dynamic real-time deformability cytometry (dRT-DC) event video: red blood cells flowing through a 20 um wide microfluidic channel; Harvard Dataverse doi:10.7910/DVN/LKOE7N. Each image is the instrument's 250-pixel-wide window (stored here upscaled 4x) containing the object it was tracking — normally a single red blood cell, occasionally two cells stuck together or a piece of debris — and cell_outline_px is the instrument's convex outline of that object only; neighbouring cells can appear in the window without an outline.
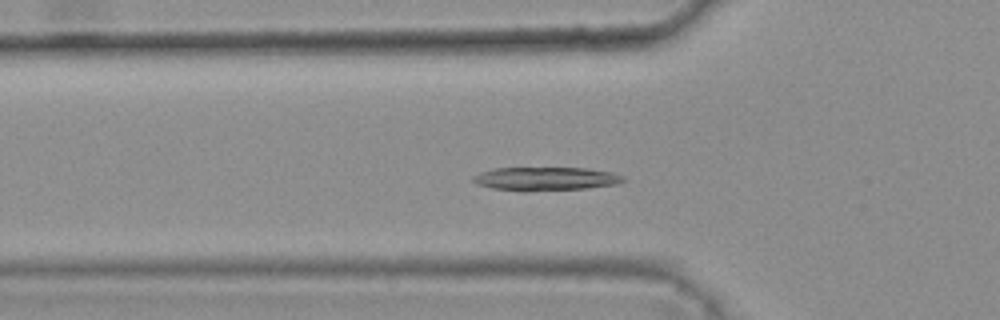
{"species": "common noctule bat (a hibernating species)", "species_latin": "Nyctalus noctula", "temperature_condition": "warm", "stored_images_in_passage": 26, "camera_frame_rate_fps": 3000, "um_per_image_px": 0.085, "animal": {"sex": "female", "body_mass_g": 25.1}, "frame": {"image": 1, "passage_image": 2, "time_ms": 0.333, "image_size_px": [1000, 320], "cell_outline_px": [[624, 180], [616, 184], [588, 188], [524, 192], [492, 188], [476, 184], [472, 180], [472, 176], [480, 172], [492, 168], [584, 168], [612, 172], [624, 176]], "centroid_in_image_um": [46.33, 15.2], "position_along_channel_um": 79.5, "area_um2": 20.75}}
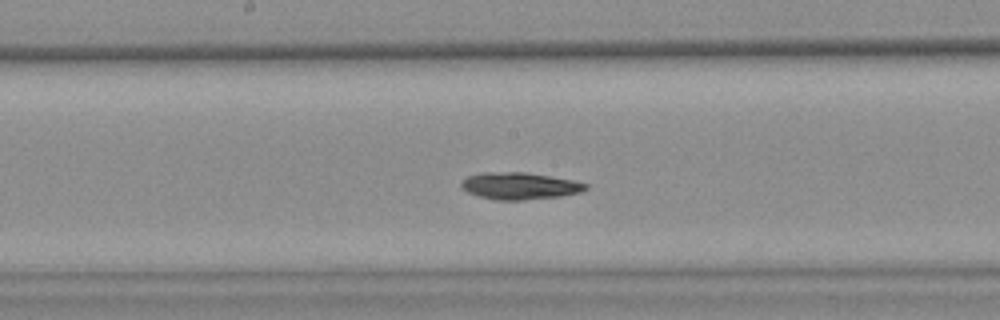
{"frame": {"image": 2, "passage_image": 12, "time_ms": 3.667, "image_size_px": [1000, 320], "cell_outline_px": [[588, 188], [580, 192], [560, 196], [524, 200], [496, 200], [480, 196], [468, 192], [460, 188], [460, 180], [468, 176], [484, 172], [524, 172], [572, 180], [588, 184]], "centroid_in_image_um": [44.13, 15.8], "position_along_channel_um": 204.1, "area_um2": 19.48}}
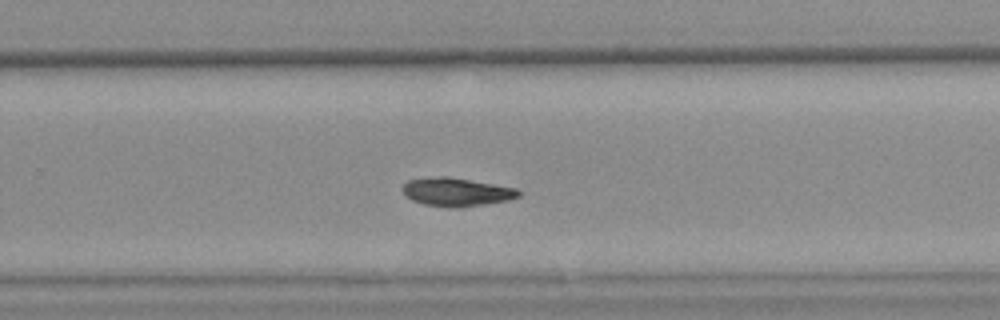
{"frame": {"image": 3, "passage_image": 19, "time_ms": 6.0, "image_size_px": [1000, 320], "cell_outline_px": [[520, 196], [508, 200], [484, 204], [456, 208], [452, 208], [424, 204], [412, 200], [404, 192], [404, 184], [408, 180], [440, 176], [448, 176], [516, 188], [520, 192]], "centroid_in_image_um": [38.82, 16.32], "position_along_channel_um": 291.0, "area_um2": 18.9}, "authors_computed_cell_mechanics": {"area_um2": 18.9584, "velocity_mm_per_s": 3.7378, "shape_relaxation_time_tau1_ms": 6.7084, "shape_relaxation_time_tau2_ms": 10.9304, "deformation_change_tau1": 0.1854, "deformation_change_tau2": 0.118}}